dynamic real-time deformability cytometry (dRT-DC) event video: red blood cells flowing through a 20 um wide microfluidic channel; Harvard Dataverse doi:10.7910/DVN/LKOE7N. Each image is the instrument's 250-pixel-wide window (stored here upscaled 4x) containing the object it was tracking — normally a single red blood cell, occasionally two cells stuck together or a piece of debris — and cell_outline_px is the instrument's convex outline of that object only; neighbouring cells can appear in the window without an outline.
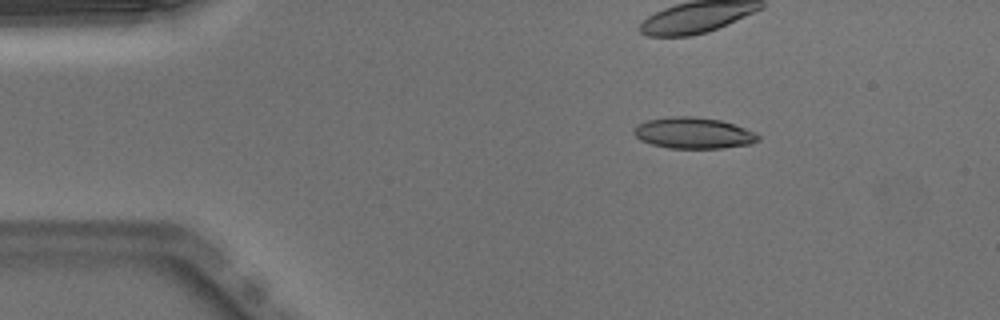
{"species": "Egyptian fruit bat (a non-hibernating species)", "species_latin": "Rousettus aegyptiacus", "temperature_condition": "warm", "stored_images_in_passage": 50, "camera_frame_rate_fps": 3000, "um_per_image_px": 0.085, "animal": {"sex": "male"}, "frame": {"image": 1, "passage_image": 8, "time_ms": 2.333, "image_size_px": [1000, 320], "cell_outline_px": [[760, 140], [752, 144], [720, 148], [668, 148], [652, 144], [640, 140], [632, 132], [636, 124], [648, 120], [672, 116], [692, 116], [720, 120], [744, 128], [760, 136]], "centroid_in_image_um": [58.92, 11.31], "position_along_channel_um": 26.1, "area_um2": 22.48}}